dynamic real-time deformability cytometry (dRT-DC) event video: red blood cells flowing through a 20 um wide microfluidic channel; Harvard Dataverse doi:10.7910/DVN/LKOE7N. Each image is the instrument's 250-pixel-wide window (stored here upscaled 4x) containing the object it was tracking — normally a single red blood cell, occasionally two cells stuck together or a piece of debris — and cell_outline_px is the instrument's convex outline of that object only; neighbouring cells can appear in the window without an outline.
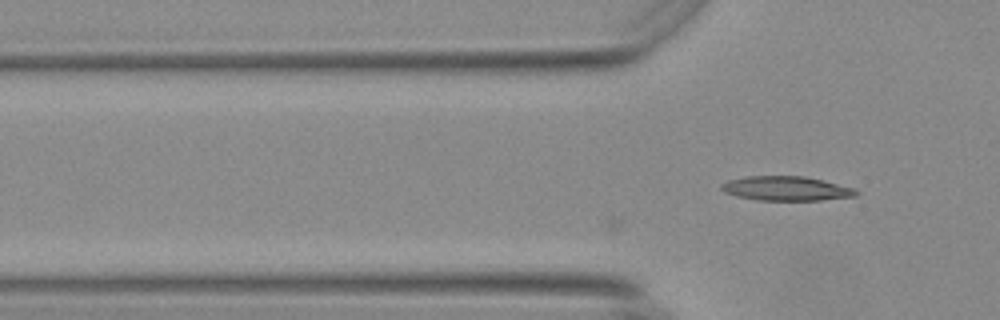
{"species": "Egyptian fruit bat (a non-hibernating species)", "species_latin": "Rousettus aegyptiacus", "temperature_condition": "warm", "stored_images_in_passage": 18, "camera_frame_rate_fps": 3000, "um_per_image_px": 0.085, "animal": {"sex": "female"}, "frame": {"image": 1, "passage_image": 18, "time_ms": 5.667, "image_size_px": [1000, 320], "cell_outline_px": [[860, 192], [856, 196], [820, 200], [760, 200], [736, 196], [724, 192], [720, 188], [720, 184], [728, 180], [748, 176], [804, 176], [856, 188]], "centroid_in_image_um": [66.83, 16.02], "position_along_channel_um": 59.0, "area_um2": 19.13}}